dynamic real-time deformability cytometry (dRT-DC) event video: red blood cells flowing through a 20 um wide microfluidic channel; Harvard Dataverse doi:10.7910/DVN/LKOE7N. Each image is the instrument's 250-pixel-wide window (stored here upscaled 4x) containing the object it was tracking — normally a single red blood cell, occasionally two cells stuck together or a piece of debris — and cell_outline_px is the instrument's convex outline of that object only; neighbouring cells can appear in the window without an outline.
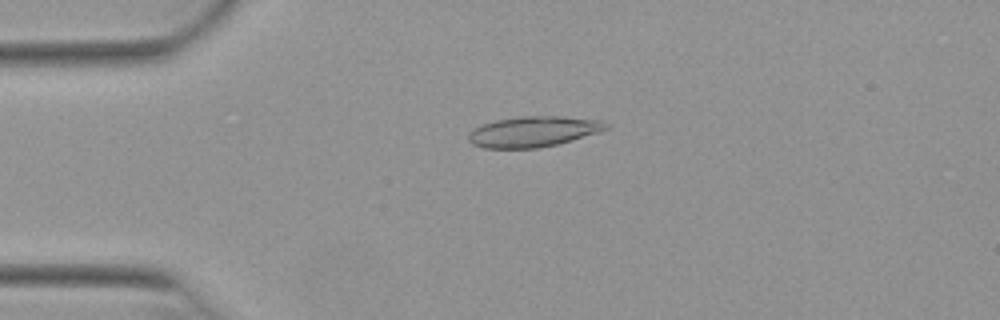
{"species": "Egyptian fruit bat (a non-hibernating species)", "species_latin": "Rousettus aegyptiacus", "temperature_condition": "warm", "stored_images_in_passage": 51, "camera_frame_rate_fps": 3000, "um_per_image_px": 0.085, "animal": {"sex": "female"}, "frame": {"image": 1, "passage_image": 12, "time_ms": 3.667, "image_size_px": [1000, 320], "cell_outline_px": [[608, 128], [600, 132], [572, 140], [556, 144], [536, 148], [484, 148], [472, 144], [468, 140], [468, 132], [484, 124], [496, 120], [520, 116], [560, 116], [600, 120], [608, 124]], "centroid_in_image_um": [45.33, 11.18], "position_along_channel_um": 39.7, "area_um2": 24.39}}
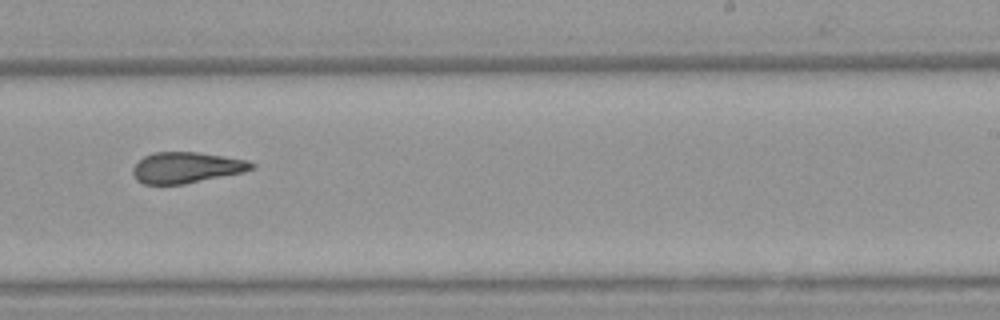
{"frame": {"image": 2, "passage_image": 32, "time_ms": 10.333, "image_size_px": [1000, 320], "cell_outline_px": [[256, 168], [244, 172], [184, 184], [144, 184], [136, 180], [132, 172], [132, 168], [144, 156], [152, 152], [196, 152], [248, 160], [256, 164]], "centroid_in_image_um": [15.86, 14.24], "position_along_channel_um": 273.1, "area_um2": 21.44}}
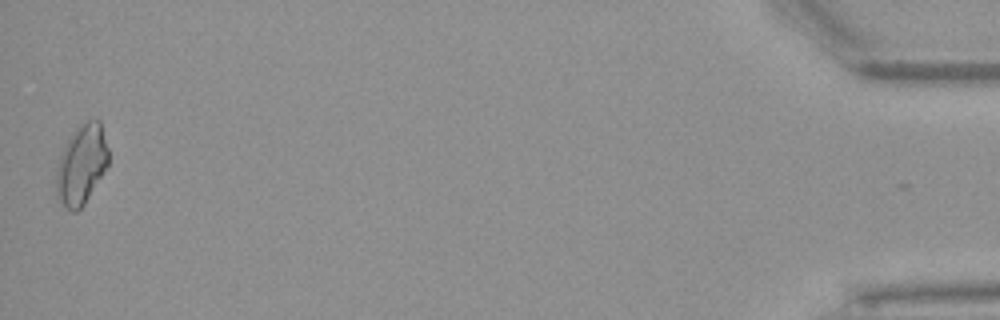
{"frame": {"image": 3, "passage_image": 51, "time_ms": 16.667, "image_size_px": [1000, 320], "cell_outline_px": [[108, 164], [84, 204], [76, 212], [72, 212], [56, 196], [56, 168], [60, 156], [72, 132], [80, 124], [88, 120], [100, 120], [108, 148]], "centroid_in_image_um": [6.92, 13.97], "position_along_channel_um": 428.3, "area_um2": 23.87}, "authors_computed_cell_mechanics": {"area_um2": 22.4842, "velocity_mm_per_s": 3.938, "shape_relaxation_time_tau1_ms": null, "shape_relaxation_time_tau2_ms": 2.8495, "deformation_change_tau1": null, "deformation_change_tau2": 0.1111}}